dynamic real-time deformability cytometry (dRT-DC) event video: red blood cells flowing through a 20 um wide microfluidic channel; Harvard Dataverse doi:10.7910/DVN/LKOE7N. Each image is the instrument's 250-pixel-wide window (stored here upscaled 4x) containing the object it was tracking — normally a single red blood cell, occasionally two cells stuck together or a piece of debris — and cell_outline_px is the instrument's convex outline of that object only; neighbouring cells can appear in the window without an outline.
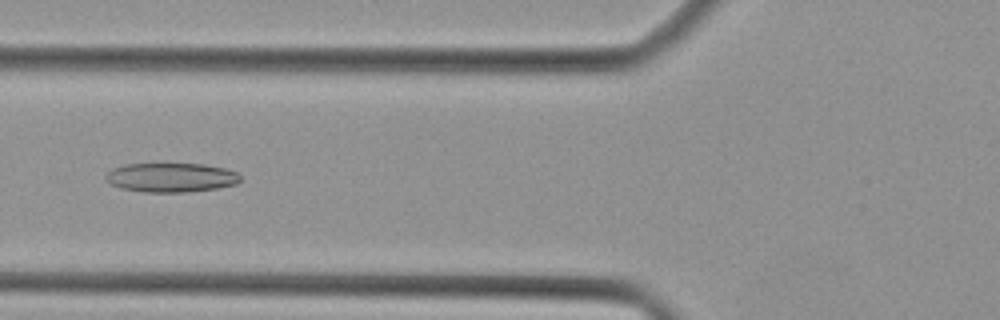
{"species": "Egyptian fruit bat (a non-hibernating species)", "species_latin": "Rousettus aegyptiacus", "temperature_condition": "cold", "stored_images_in_passage": 30, "camera_frame_rate_fps": 3000, "um_per_image_px": 0.085, "animal": {"sex": "female"}, "frame": {"image": 1, "passage_image": 9, "time_ms": 2.667, "image_size_px": [1000, 320], "cell_outline_px": [[240, 180], [236, 184], [216, 188], [188, 192], [144, 192], [120, 188], [112, 184], [104, 176], [112, 168], [124, 164], [204, 164], [224, 168], [236, 172], [240, 176]], "centroid_in_image_um": [14.53, 15.08], "position_along_channel_um": 111.3, "area_um2": 22.83}}
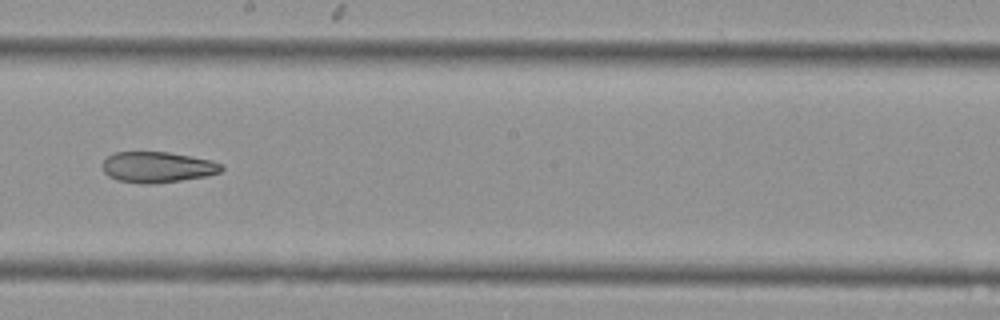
{"frame": {"image": 2, "passage_image": 17, "time_ms": 5.333, "image_size_px": [1000, 320], "cell_outline_px": [[224, 168], [220, 172], [208, 176], [152, 184], [116, 180], [108, 176], [104, 172], [100, 164], [108, 156], [116, 152], [168, 152], [192, 156], [212, 160], [224, 164]], "centroid_in_image_um": [13.4, 14.2], "position_along_channel_um": 234.8, "area_um2": 21.5}}
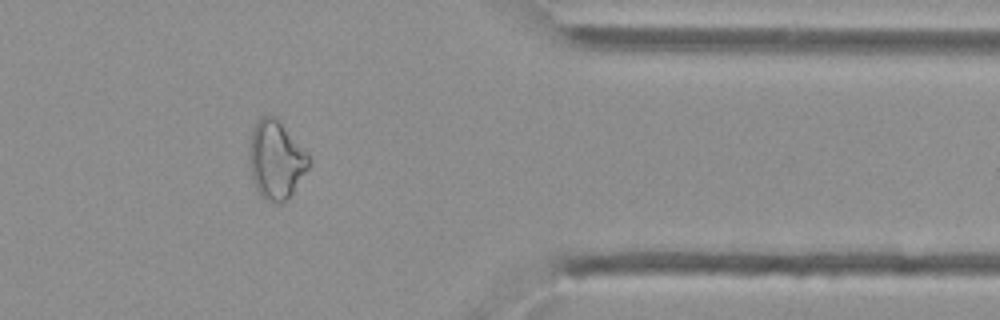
{"frame": {"image": 3, "passage_image": 28, "time_ms": 9.0, "image_size_px": [1000, 320], "cell_outline_px": [[312, 160], [308, 168], [292, 192], [280, 204], [264, 200], [260, 196], [256, 188], [252, 176], [252, 132], [260, 116], [276, 116], [280, 120]], "centroid_in_image_um": [23.5, 13.59], "position_along_channel_um": 387.9, "area_um2": 26.24}}